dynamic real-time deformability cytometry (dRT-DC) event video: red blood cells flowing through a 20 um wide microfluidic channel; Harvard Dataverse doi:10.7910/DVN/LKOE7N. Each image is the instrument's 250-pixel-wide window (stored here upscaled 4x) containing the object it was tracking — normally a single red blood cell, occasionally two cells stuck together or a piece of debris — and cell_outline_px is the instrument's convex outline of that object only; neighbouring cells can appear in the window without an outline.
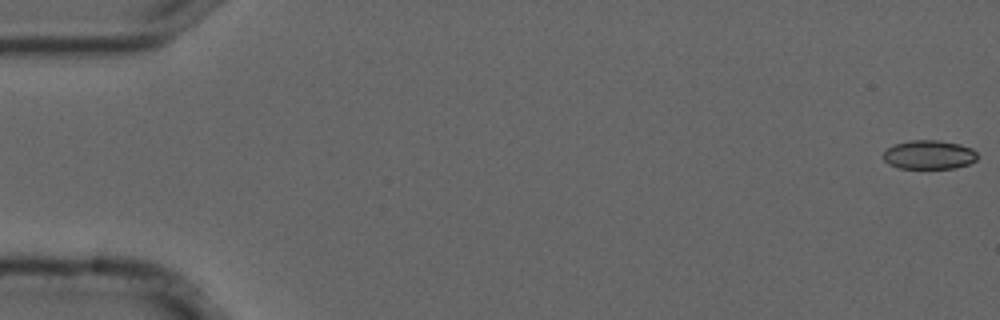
{"species": "common noctule bat (a hibernating species)", "species_latin": "Nyctalus noctula", "temperature_condition": "cold", "stored_images_in_passage": 55, "camera_frame_rate_fps": 3000, "um_per_image_px": 0.085, "animal": {"sex": "male", "forearm_length_mm": 52.5}, "frame": {"image": 1, "passage_image": 1, "time_ms": 0.0, "image_size_px": [1000, 320], "cell_outline_px": [[976, 160], [968, 164], [956, 168], [900, 168], [888, 164], [884, 160], [884, 152], [888, 148], [896, 144], [912, 140], [940, 140], [960, 144], [972, 148], [976, 152]], "centroid_in_image_um": [78.98, 13.15], "position_along_channel_um": 6.0, "area_um2": 15.78}}
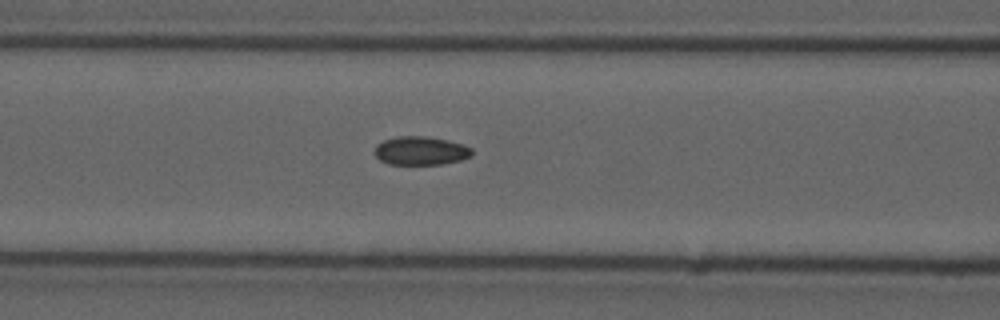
{"frame": {"image": 2, "passage_image": 23, "time_ms": 7.333, "image_size_px": [1000, 320], "cell_outline_px": [[472, 156], [460, 160], [440, 164], [388, 164], [380, 160], [376, 156], [376, 144], [384, 140], [400, 136], [428, 136], [448, 140], [472, 148]], "centroid_in_image_um": [35.76, 12.81], "position_along_channel_um": 130.8, "area_um2": 16.07}}
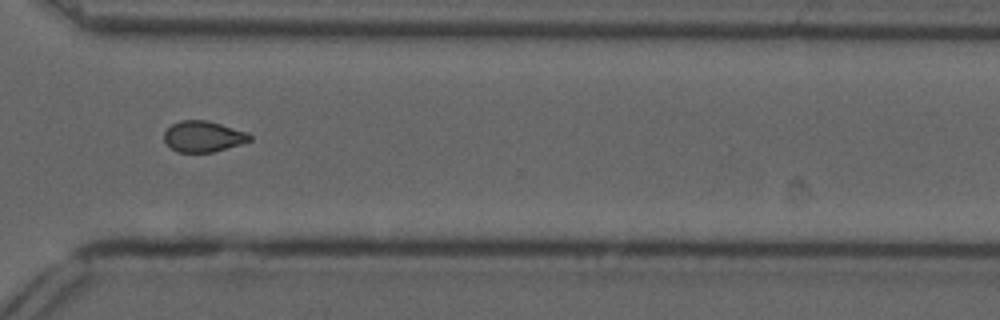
{"frame": {"image": 3, "passage_image": 41, "time_ms": 13.333, "image_size_px": [1000, 320], "cell_outline_px": [[252, 140], [240, 144], [212, 152], [176, 152], [164, 140], [164, 132], [172, 124], [180, 120], [208, 120], [248, 132], [252, 136]], "centroid_in_image_um": [17.29, 11.59], "position_along_channel_um": 353.3, "area_um2": 15.43}, "authors_computed_cell_mechanics": {"area_um2": 16.1262, "velocity_mm_per_s": 3.7183, "shape_relaxation_time_tau1_ms": null, "shape_relaxation_time_tau2_ms": 3.5886, "deformation_change_tau1": null, "deformation_change_tau2": 0.0683}}